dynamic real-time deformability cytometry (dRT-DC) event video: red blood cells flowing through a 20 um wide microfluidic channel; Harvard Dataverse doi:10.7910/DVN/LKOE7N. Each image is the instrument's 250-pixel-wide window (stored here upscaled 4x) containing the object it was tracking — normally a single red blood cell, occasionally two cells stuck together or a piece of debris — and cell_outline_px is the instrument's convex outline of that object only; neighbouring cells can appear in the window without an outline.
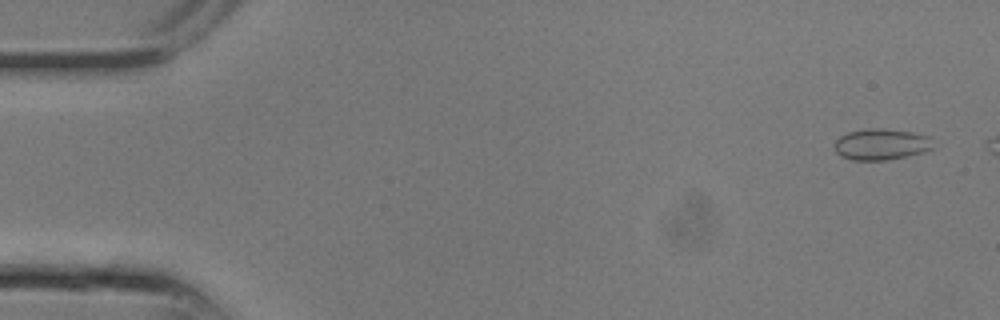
{"species": "common noctule bat (a hibernating species)", "species_latin": "Nyctalus noctula", "temperature_condition": "room temperature", "stored_images_in_passage": 10, "camera_frame_rate_fps": 3000, "um_per_image_px": 0.085, "animal": {"sex": "male", "body_mass_g": 13.3}, "frame": {"image": 1, "passage_image": 2, "time_ms": 0.333, "image_size_px": [1000, 320], "cell_outline_px": [[932, 148], [920, 152], [904, 156], [884, 160], [852, 160], [840, 156], [836, 152], [836, 140], [840, 136], [848, 132], [868, 128], [880, 128], [912, 132], [928, 136]], "centroid_in_image_um": [74.84, 12.26], "position_along_channel_um": 10.2, "area_um2": 17.51}}
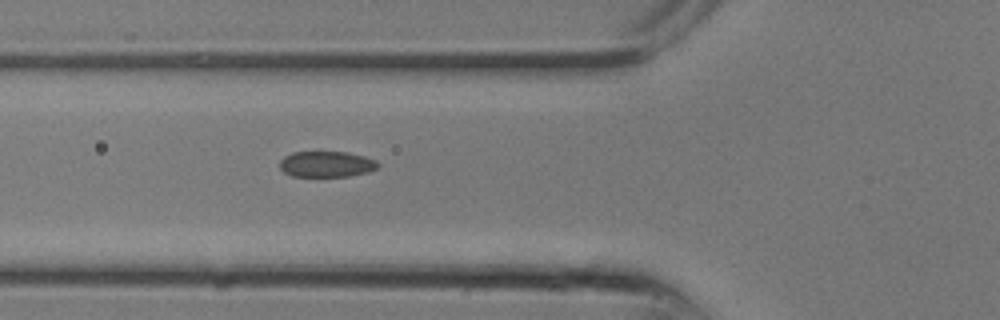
{"frame": {"image": 2, "passage_image": 10, "time_ms": 3.0, "image_size_px": [1000, 320], "cell_outline_px": [[380, 168], [368, 172], [348, 176], [292, 176], [284, 172], [280, 168], [280, 160], [284, 156], [292, 152], [348, 152], [364, 156], [376, 160], [380, 164]], "centroid_in_image_um": [27.78, 13.95], "position_along_channel_um": 98.0, "area_um2": 14.91}}